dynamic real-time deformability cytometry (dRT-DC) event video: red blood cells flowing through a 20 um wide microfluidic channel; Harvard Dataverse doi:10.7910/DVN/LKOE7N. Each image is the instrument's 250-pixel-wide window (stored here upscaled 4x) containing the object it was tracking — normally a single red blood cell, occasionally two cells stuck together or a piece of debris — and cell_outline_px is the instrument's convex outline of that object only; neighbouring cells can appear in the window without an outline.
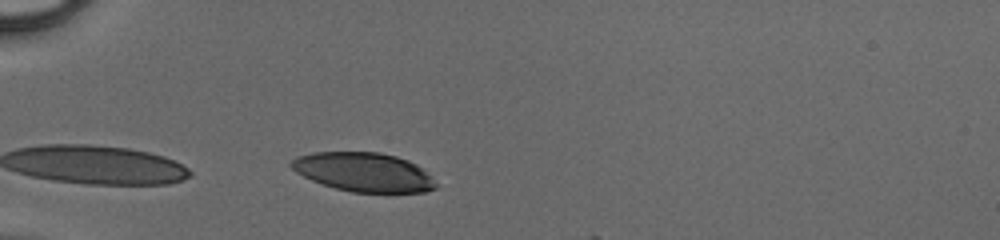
{"species": "human", "species_latin": "Homo sapiens", "temperature_condition": "cold", "stored_images_in_passage": 32, "camera_frame_rate_fps": 3000, "um_per_image_px": 0.085, "donor": {"sex": "male"}, "frame": {"image": 1, "passage_image": 8, "time_ms": 2.333, "image_size_px": [1000, 240], "cell_outline_px": [[436, 188], [424, 192], [352, 192], [336, 188], [312, 180], [296, 172], [288, 164], [296, 156], [312, 152], [380, 152], [396, 156], [408, 160], [416, 164], [436, 184]], "centroid_in_image_um": [30.86, 14.61], "position_along_channel_um": 54.1, "area_um2": 32.54}}
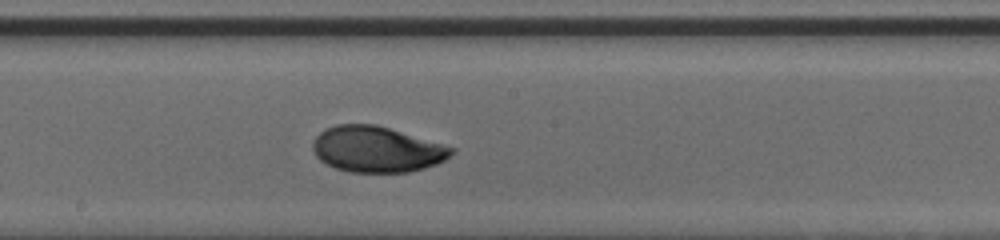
{"frame": {"image": 2, "passage_image": 21, "time_ms": 6.667, "image_size_px": [1000, 240], "cell_outline_px": [[456, 148], [444, 160], [436, 164], [424, 168], [408, 172], [348, 172], [336, 168], [320, 160], [316, 156], [312, 148], [312, 144], [316, 136], [324, 128], [336, 124], [376, 124]], "centroid_in_image_um": [31.99, 12.68], "position_along_channel_um": 216.2, "area_um2": 36.93}}
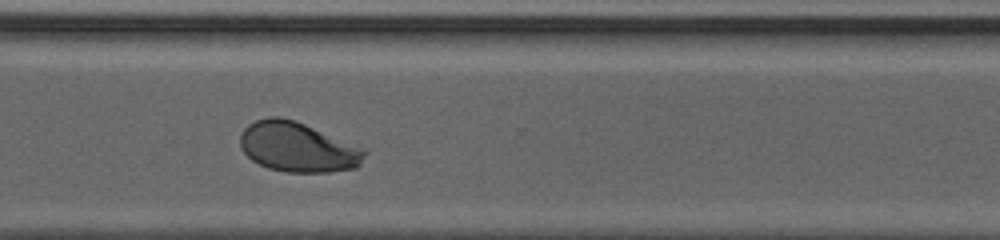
{"frame": {"image": 3, "passage_image": 30, "time_ms": 9.667, "image_size_px": [1000, 240], "cell_outline_px": [[368, 152], [360, 164], [356, 168], [328, 172], [284, 172], [268, 168], [252, 160], [240, 148], [240, 136], [244, 128], [248, 124], [256, 120], [268, 116], [280, 116], [296, 120], [360, 144]], "centroid_in_image_um": [25.36, 12.48], "position_along_channel_um": 345.2, "area_um2": 36.93}}